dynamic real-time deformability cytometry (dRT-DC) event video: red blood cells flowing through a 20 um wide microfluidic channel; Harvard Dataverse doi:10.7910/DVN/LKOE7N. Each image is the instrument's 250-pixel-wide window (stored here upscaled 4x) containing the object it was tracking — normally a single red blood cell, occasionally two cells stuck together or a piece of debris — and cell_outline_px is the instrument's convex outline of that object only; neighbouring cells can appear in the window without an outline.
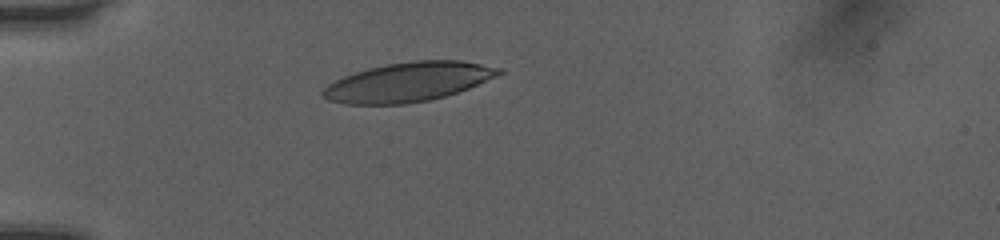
{"species": "human", "species_latin": "Homo sapiens", "temperature_condition": "room temperature", "stored_images_in_passage": 32, "camera_frame_rate_fps": 3000, "um_per_image_px": 0.085, "donor": {"sex": "female"}, "frame": {"image": 1, "passage_image": 1, "time_ms": 0.0, "image_size_px": [1000, 240], "cell_outline_px": [[504, 72], [496, 76], [468, 88], [444, 96], [428, 100], [404, 104], [344, 104], [328, 100], [320, 96], [320, 92], [328, 84], [344, 76], [368, 68], [388, 64], [412, 60], [460, 60], [504, 68]], "centroid_in_image_um": [34.68, 6.96], "position_along_channel_um": 50.3, "area_um2": 40.11}}
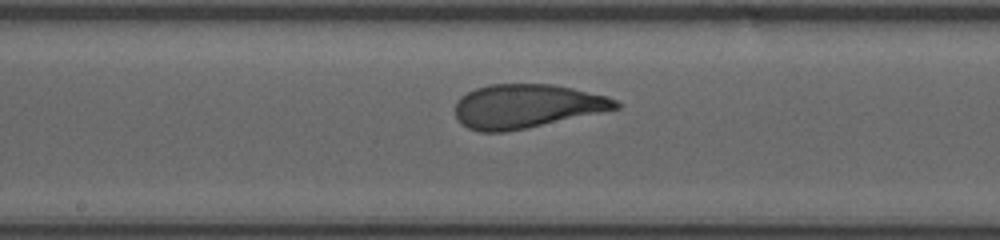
{"frame": {"image": 2, "passage_image": 14, "time_ms": 4.333, "image_size_px": [1000, 240], "cell_outline_px": [[620, 108], [528, 128], [504, 132], [480, 132], [468, 128], [460, 124], [456, 116], [456, 100], [460, 96], [476, 88], [488, 84], [552, 84], [572, 88], [608, 96], [616, 100], [620, 104]], "centroid_in_image_um": [44.74, 9.03], "position_along_channel_um": 203.5, "area_um2": 41.15}}
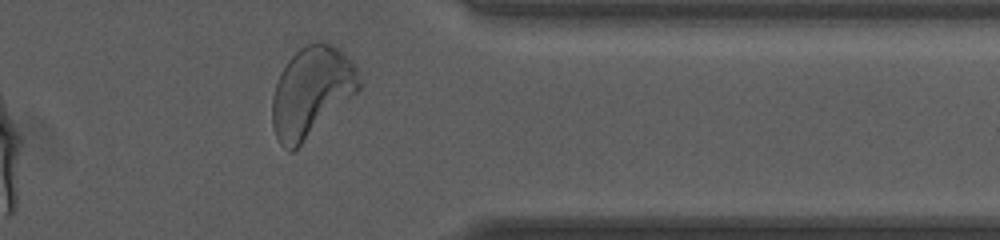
{"frame": {"image": 3, "passage_image": 28, "time_ms": 9.0, "image_size_px": [1000, 240], "cell_outline_px": [[360, 88], [356, 92], [292, 152], [288, 152], [280, 144], [272, 128], [272, 96], [280, 72], [288, 60], [304, 44], [316, 40], [320, 40], [340, 48], [356, 68], [360, 84]], "centroid_in_image_um": [26.43, 7.77], "position_along_channel_um": 385.0, "area_um2": 45.08}, "authors_computed_cell_mechanics": {"area_um2": 41.5582, "velocity_mm_per_s": 4.0408, "shape_relaxation_time_tau1_ms": 4.2759, "shape_relaxation_time_tau2_ms": 0.773, "deformation_change_tau1": 0.1962, "deformation_change_tau2": 0.0806}}